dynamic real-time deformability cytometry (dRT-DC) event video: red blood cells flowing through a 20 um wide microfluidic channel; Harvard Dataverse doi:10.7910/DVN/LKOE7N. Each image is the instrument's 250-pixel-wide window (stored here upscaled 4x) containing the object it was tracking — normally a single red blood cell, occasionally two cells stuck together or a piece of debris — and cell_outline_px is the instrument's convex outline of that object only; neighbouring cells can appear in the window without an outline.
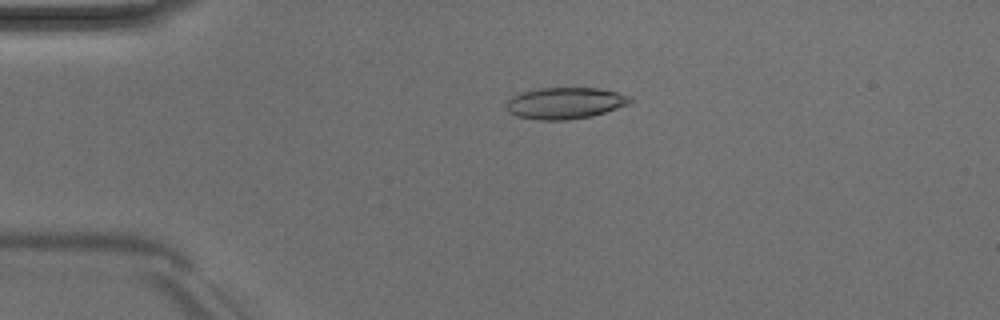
{"species": "Egyptian fruit bat (a non-hibernating species)", "species_latin": "Rousettus aegyptiacus", "temperature_condition": "room temperature", "stored_images_in_passage": 50, "camera_frame_rate_fps": 3000, "um_per_image_px": 0.085, "animal": {"sex": "male"}, "frame": {"image": 1, "passage_image": 11, "time_ms": 3.333, "image_size_px": [1000, 320], "cell_outline_px": [[632, 100], [628, 104], [592, 116], [568, 120], [540, 120], [516, 116], [508, 112], [508, 100], [512, 96], [520, 92], [540, 88], [600, 88], [632, 96]], "centroid_in_image_um": [48.03, 8.76], "position_along_channel_um": 37.0, "area_um2": 22.66}}
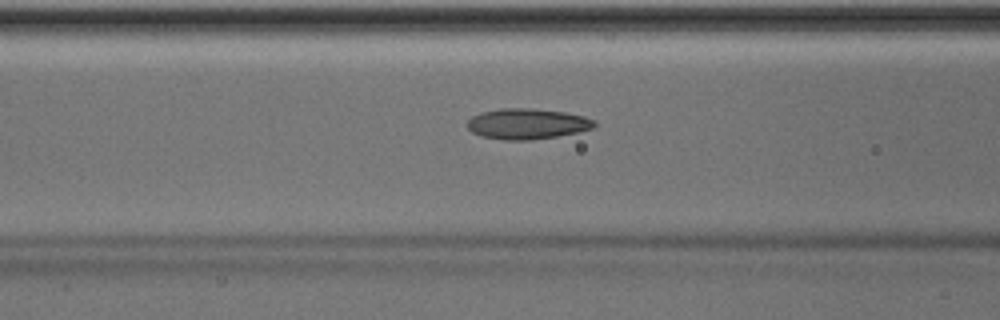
{"frame": {"image": 2, "passage_image": 20, "time_ms": 6.333, "image_size_px": [1000, 320], "cell_outline_px": [[596, 124], [592, 128], [580, 132], [532, 140], [504, 140], [480, 136], [472, 132], [468, 128], [468, 120], [472, 116], [480, 112], [500, 108], [528, 108], [564, 112], [584, 116], [596, 120]], "centroid_in_image_um": [44.8, 10.52], "position_along_channel_um": 121.8, "area_um2": 22.77}}
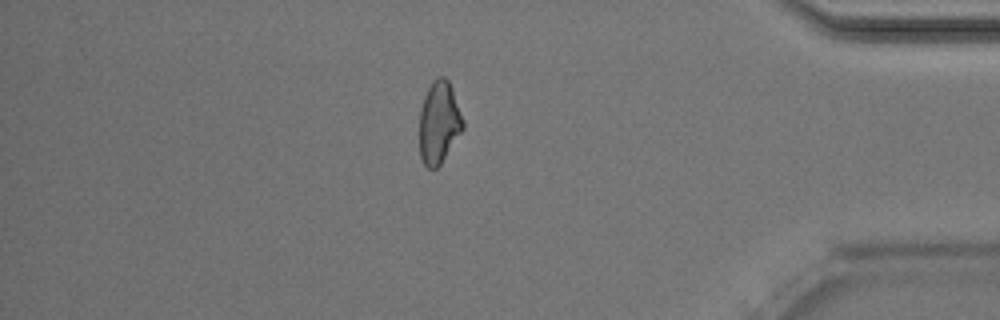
{"frame": {"image": 3, "passage_image": 43, "time_ms": 14.0, "image_size_px": [1000, 320], "cell_outline_px": [[464, 128], [440, 164], [436, 168], [428, 168], [424, 164], [420, 156], [420, 108], [424, 96], [428, 88], [440, 76], [444, 76], [448, 80], [452, 88], [464, 120]], "centroid_in_image_um": [37.32, 10.42], "position_along_channel_um": 397.9, "area_um2": 20.63}, "authors_computed_cell_mechanics": {"area_um2": 22.0218, "velocity_mm_per_s": 4.0279, "shape_relaxation_time_tau1_ms": 4.9162, "shape_relaxation_time_tau2_ms": 2.8601, "deformation_change_tau1": 0.1529, "deformation_change_tau2": 0.1001}}